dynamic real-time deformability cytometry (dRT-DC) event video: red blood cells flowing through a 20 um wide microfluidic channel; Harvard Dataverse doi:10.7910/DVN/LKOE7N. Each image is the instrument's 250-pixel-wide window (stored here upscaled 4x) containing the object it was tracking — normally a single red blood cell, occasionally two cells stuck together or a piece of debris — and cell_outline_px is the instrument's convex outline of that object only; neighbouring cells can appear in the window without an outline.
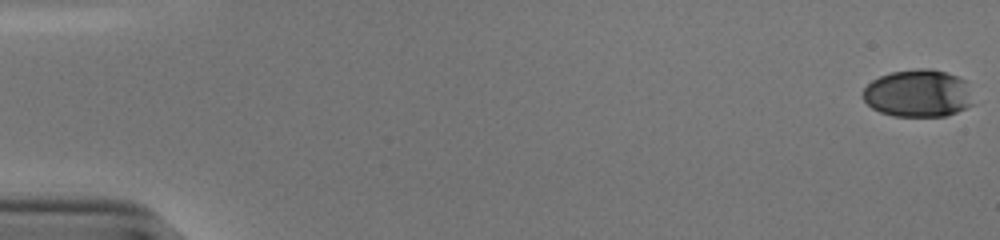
{"species": "human", "species_latin": "Homo sapiens", "temperature_condition": "cold", "stored_images_in_passage": 54, "camera_frame_rate_fps": 3000, "um_per_image_px": 0.085, "donor": {"sex": "male"}, "frame": {"image": 1, "passage_image": 1, "time_ms": 0.0, "image_size_px": [1000, 240], "cell_outline_px": [[972, 104], [956, 112], [944, 116], [892, 116], [880, 112], [872, 108], [864, 100], [864, 88], [872, 80], [880, 76], [892, 72], [916, 68], [932, 68], [948, 72], [964, 80]], "centroid_in_image_um": [78.0, 7.93], "position_along_channel_um": 7.0, "area_um2": 30.23}}
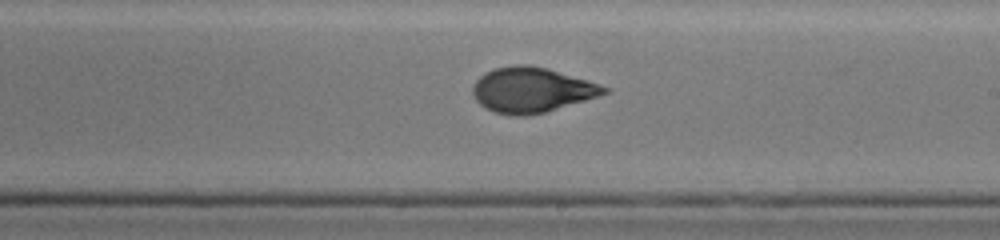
{"frame": {"image": 2, "passage_image": 33, "time_ms": 10.667, "image_size_px": [1000, 240], "cell_outline_px": [[608, 92], [584, 100], [544, 112], [524, 116], [516, 116], [492, 112], [484, 108], [476, 100], [472, 92], [472, 88], [476, 80], [484, 72], [496, 68], [512, 64], [528, 64], [548, 68], [588, 80], [600, 84], [608, 88]], "centroid_in_image_um": [45.14, 7.63], "position_along_channel_um": 243.9, "area_um2": 34.45}}
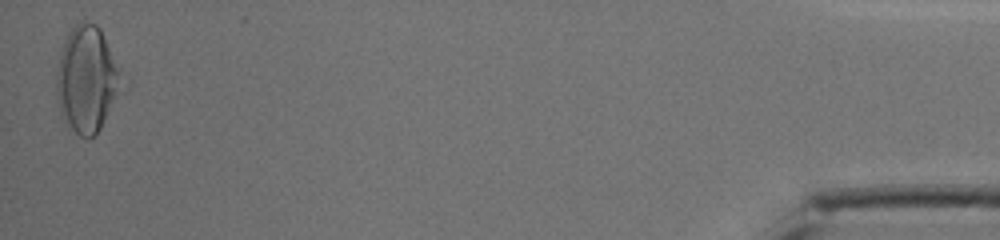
{"frame": {"image": 3, "passage_image": 54, "time_ms": 17.667, "image_size_px": [1000, 240], "cell_outline_px": [[128, 88], [100, 128], [92, 136], [80, 136], [64, 124], [60, 116], [56, 100], [56, 72], [60, 52], [64, 40], [68, 32], [80, 20], [84, 20], [96, 24], [100, 28], [128, 84]], "centroid_in_image_um": [7.44, 6.77], "position_along_channel_um": 427.8, "area_um2": 41.91}, "authors_computed_cell_mechanics": {"area_um2": 33.0905, "velocity_mm_per_s": 3.85, "shape_relaxation_time_tau1_ms": 4.2796, "shape_relaxation_time_tau2_ms": 1.3219, "deformation_change_tau1": 0.1853, "deformation_change_tau2": 0.0587}}